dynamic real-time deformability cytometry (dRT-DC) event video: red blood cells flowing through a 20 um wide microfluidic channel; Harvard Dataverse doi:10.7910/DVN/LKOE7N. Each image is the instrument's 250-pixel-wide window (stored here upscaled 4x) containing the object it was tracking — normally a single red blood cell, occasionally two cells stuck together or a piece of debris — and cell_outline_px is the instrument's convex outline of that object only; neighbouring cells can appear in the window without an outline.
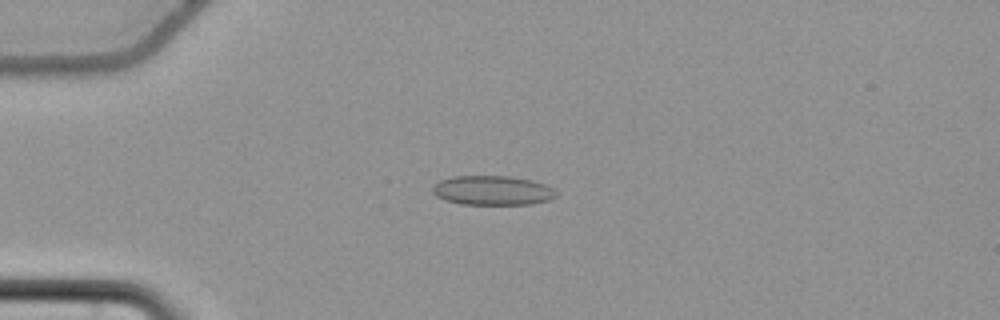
{"species": "common noctule bat (a hibernating species)", "species_latin": "Nyctalus noctula", "temperature_condition": "cold", "stored_images_in_passage": 57, "camera_frame_rate_fps": 3000, "um_per_image_px": 0.085, "animal": {"sex": "female", "body_mass_g": 22.7, "forearm_length_mm": 54.2}, "frame": {"image": 1, "passage_image": 16, "time_ms": 5.0, "image_size_px": [1000, 320], "cell_outline_px": [[556, 196], [552, 200], [532, 204], [460, 204], [444, 200], [436, 196], [432, 192], [432, 188], [440, 180], [452, 176], [508, 176], [532, 180], [544, 184], [552, 188], [556, 192]], "centroid_in_image_um": [41.86, 16.19], "position_along_channel_um": 43.1, "area_um2": 21.27}}
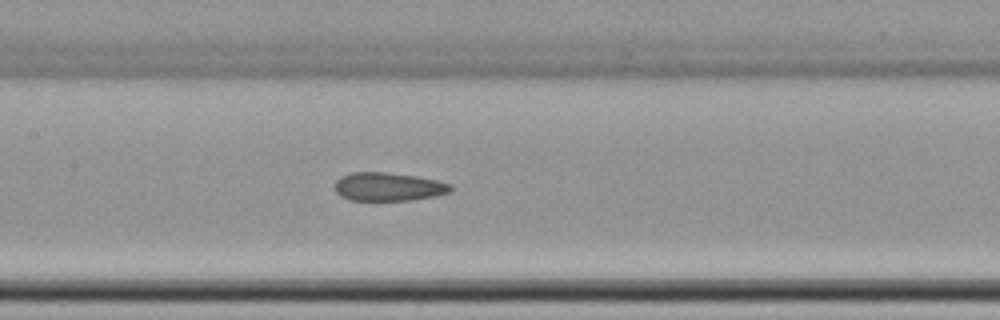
{"frame": {"image": 2, "passage_image": 29, "time_ms": 9.333, "image_size_px": [1000, 320], "cell_outline_px": [[452, 192], [436, 196], [408, 200], [348, 200], [340, 196], [336, 192], [336, 180], [340, 176], [352, 172], [388, 172], [416, 176], [436, 180], [452, 184]], "centroid_in_image_um": [33.02, 15.87], "position_along_channel_um": 174.4, "area_um2": 19.31}}
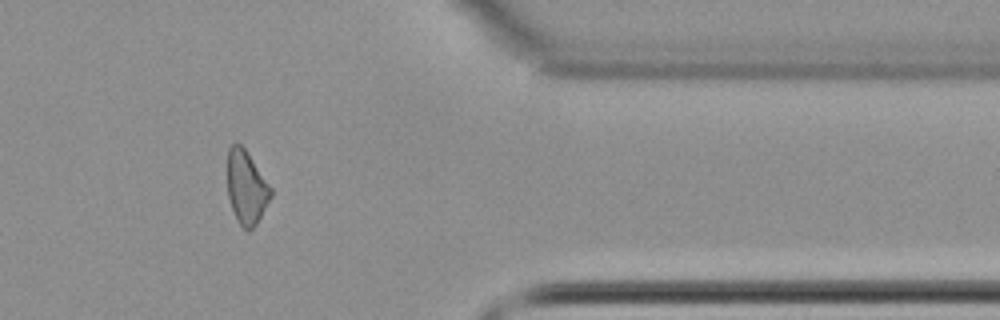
{"frame": {"image": 3, "passage_image": 48, "time_ms": 15.667, "image_size_px": [1000, 320], "cell_outline_px": [[272, 196], [256, 224], [248, 232], [236, 220], [228, 196], [228, 148], [232, 144], [240, 144], [244, 148], [272, 188]], "centroid_in_image_um": [20.95, 15.95], "position_along_channel_um": 390.5, "area_um2": 18.32}, "authors_computed_cell_mechanics": {"area_um2": 20.23, "velocity_mm_per_s": 3.706, "shape_relaxation_time_tau1_ms": null, "shape_relaxation_time_tau2_ms": 2.6745, "deformation_change_tau1": null, "deformation_change_tau2": 0.0951}}